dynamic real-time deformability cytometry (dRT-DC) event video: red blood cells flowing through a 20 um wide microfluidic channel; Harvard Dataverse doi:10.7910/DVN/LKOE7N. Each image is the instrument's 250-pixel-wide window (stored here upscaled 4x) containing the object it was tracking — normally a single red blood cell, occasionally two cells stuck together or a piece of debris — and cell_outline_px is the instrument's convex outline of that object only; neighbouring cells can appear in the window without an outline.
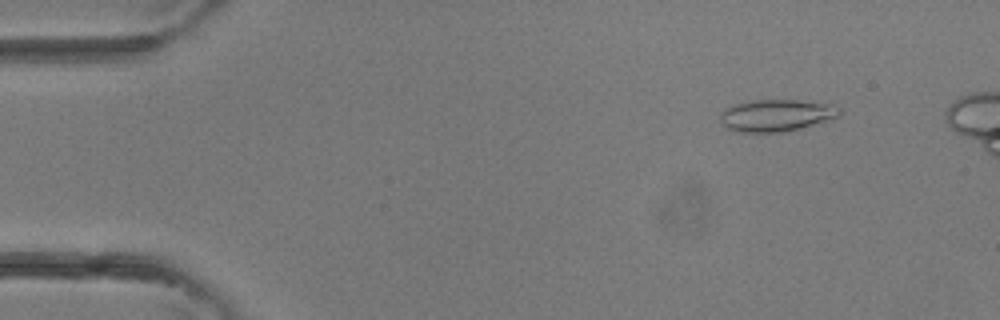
{"species": "common noctule bat (a hibernating species)", "species_latin": "Nyctalus noctula", "temperature_condition": "room temperature", "stored_images_in_passage": 5, "camera_frame_rate_fps": 3000, "um_per_image_px": 0.085, "animal": {"sex": "female"}, "frame": {"image": 1, "passage_image": 2, "time_ms": 0.333, "image_size_px": [1000, 320], "cell_outline_px": [[840, 116], [800, 128], [784, 132], [736, 132], [724, 128], [720, 120], [720, 112], [724, 108], [732, 104], [748, 100], [796, 100], [832, 104], [840, 108]], "centroid_in_image_um": [65.91, 9.8], "position_along_channel_um": 19.1, "area_um2": 22.48}}